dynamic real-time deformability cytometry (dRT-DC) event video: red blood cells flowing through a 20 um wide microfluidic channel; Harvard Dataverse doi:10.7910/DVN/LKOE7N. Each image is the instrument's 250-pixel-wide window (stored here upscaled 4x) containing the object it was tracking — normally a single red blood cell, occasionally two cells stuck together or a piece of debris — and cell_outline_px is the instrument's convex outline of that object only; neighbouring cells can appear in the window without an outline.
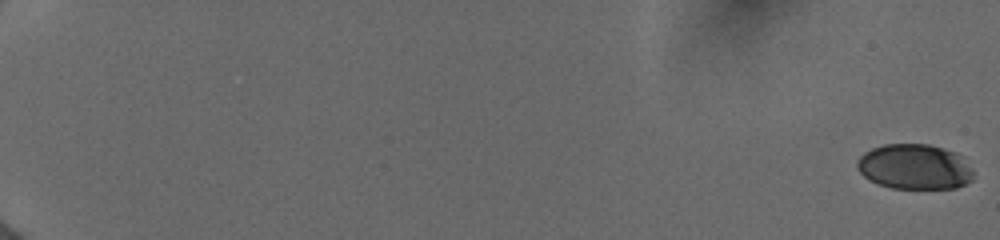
{"species": "human", "species_latin": "Homo sapiens", "temperature_condition": "cold", "stored_images_in_passage": 51, "camera_frame_rate_fps": 3000, "um_per_image_px": 0.085, "donor": {"sex": "female"}, "frame": {"image": 1, "passage_image": 1, "time_ms": 0.0, "image_size_px": [1000, 240], "cell_outline_px": [[972, 180], [956, 188], [892, 188], [880, 184], [864, 176], [856, 168], [856, 160], [864, 152], [872, 148], [884, 144], [928, 144], [944, 148], [956, 152], [964, 156], [972, 168]], "centroid_in_image_um": [77.75, 14.16], "position_along_channel_um": 7.2, "area_um2": 30.81}}
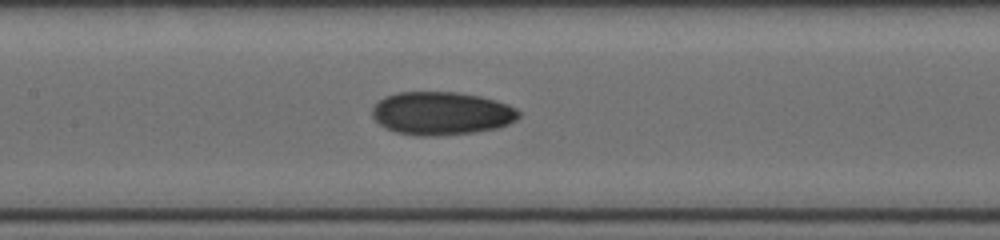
{"frame": {"image": 2, "passage_image": 28, "time_ms": 10.0, "image_size_px": [1000, 240], "cell_outline_px": [[520, 116], [516, 120], [508, 124], [496, 128], [472, 132], [440, 136], [416, 136], [396, 132], [384, 128], [372, 116], [372, 108], [384, 96], [396, 92], [456, 92], [480, 96], [496, 100], [508, 104], [516, 108], [520, 112]], "centroid_in_image_um": [37.52, 9.63], "position_along_channel_um": 169.9, "area_um2": 37.05}}
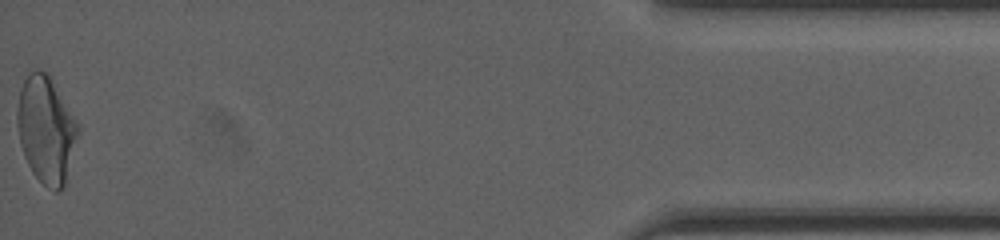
{"frame": {"image": 3, "passage_image": 51, "time_ms": 18.333, "image_size_px": [1000, 240], "cell_outline_px": [[80, 132], [64, 184], [60, 192], [56, 192], [48, 188], [32, 172], [24, 156], [20, 144], [16, 124], [16, 112], [20, 88], [24, 80], [36, 68], [44, 72], [48, 76], [80, 124]], "centroid_in_image_um": [3.92, 11.04], "position_along_channel_um": 431.3, "area_um2": 37.69}, "authors_computed_cell_mechanics": {"area_um2": 34.68, "velocity_mm_per_s": 3.9925, "shape_relaxation_time_tau1_ms": 5.2101, "shape_relaxation_time_tau2_ms": 3.1103, "deformation_change_tau1": 0.1659, "deformation_change_tau2": 0.075}}